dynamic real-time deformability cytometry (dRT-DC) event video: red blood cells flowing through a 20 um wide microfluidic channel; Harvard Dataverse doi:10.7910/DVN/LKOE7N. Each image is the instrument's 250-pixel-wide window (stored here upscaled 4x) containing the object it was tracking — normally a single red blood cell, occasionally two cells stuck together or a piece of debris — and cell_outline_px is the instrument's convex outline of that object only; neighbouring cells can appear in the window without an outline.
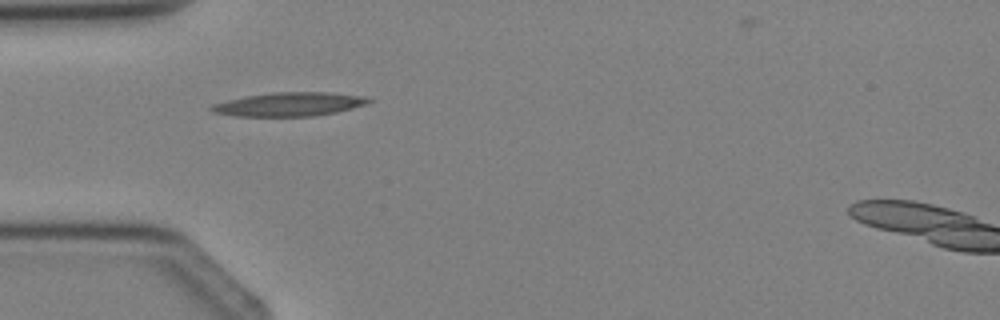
{"species": "Egyptian fruit bat (a non-hibernating species)", "species_latin": "Rousettus aegyptiacus", "temperature_condition": "cold", "stored_images_in_passage": 1, "camera_frame_rate_fps": 3000, "um_per_image_px": 0.085, "animal": {"sex": "female"}, "frame": {"image": 1, "passage_image": 1, "time_ms": 0.0, "image_size_px": [1000, 320], "cell_outline_px": [[372, 100], [364, 104], [352, 108], [336, 112], [312, 116], [236, 116], [212, 112], [208, 108], [212, 104], [244, 96], [272, 92], [328, 92], [364, 96]], "centroid_in_image_um": [24.54, 8.86], "position_along_channel_um": 60.5, "area_um2": 21.68}}